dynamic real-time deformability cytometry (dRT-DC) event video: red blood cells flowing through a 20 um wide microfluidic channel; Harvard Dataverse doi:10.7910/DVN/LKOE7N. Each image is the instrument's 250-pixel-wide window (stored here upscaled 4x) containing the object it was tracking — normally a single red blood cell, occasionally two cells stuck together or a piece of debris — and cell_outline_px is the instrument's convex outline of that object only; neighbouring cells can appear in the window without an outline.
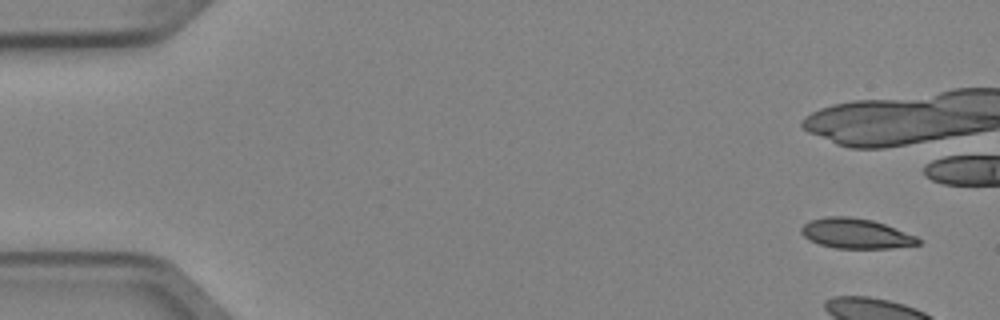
{"species": "Egyptian fruit bat (a non-hibernating species)", "species_latin": "Rousettus aegyptiacus", "temperature_condition": "cold", "stored_images_in_passage": 6, "camera_frame_rate_fps": 3000, "um_per_image_px": 0.085, "animal": {"sex": "female"}, "frame": {"image": 1, "passage_image": 1, "time_ms": 0.0, "image_size_px": [1000, 320], "cell_outline_px": [[920, 244], [888, 248], [836, 248], [820, 244], [804, 236], [800, 232], [800, 228], [804, 224], [812, 220], [828, 216], [848, 216], [872, 220], [884, 224], [916, 236], [920, 240]], "centroid_in_image_um": [72.74, 19.84], "position_along_channel_um": 12.3, "area_um2": 20.11}}